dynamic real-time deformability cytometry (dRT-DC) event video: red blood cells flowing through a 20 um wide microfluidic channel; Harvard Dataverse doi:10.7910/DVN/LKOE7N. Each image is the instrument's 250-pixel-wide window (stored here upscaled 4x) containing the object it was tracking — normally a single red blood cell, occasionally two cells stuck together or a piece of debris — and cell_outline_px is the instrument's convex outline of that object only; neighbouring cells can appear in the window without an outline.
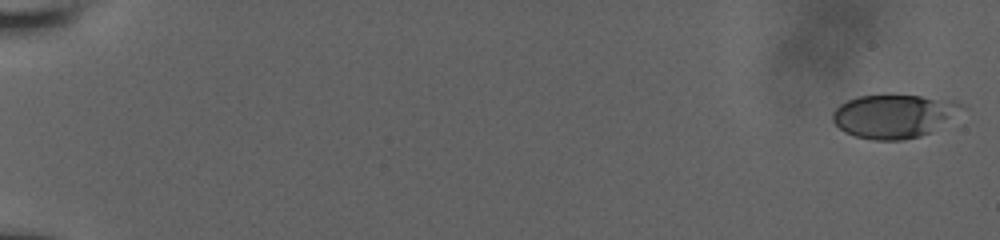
{"species": "human", "species_latin": "Homo sapiens", "temperature_condition": "room temperature", "stored_images_in_passage": 47, "camera_frame_rate_fps": 3000, "um_per_image_px": 0.085, "donor": {"sex": "male"}, "frame": {"image": 1, "passage_image": 1, "time_ms": 0.0, "image_size_px": [1000, 240], "cell_outline_px": [[968, 108], [928, 132], [920, 136], [900, 140], [872, 140], [856, 136], [844, 132], [832, 120], [832, 112], [840, 104], [848, 100], [860, 96], [920, 96], [956, 100], [964, 104]], "centroid_in_image_um": [76.0, 9.86], "position_along_channel_um": 9.0, "area_um2": 32.48}}
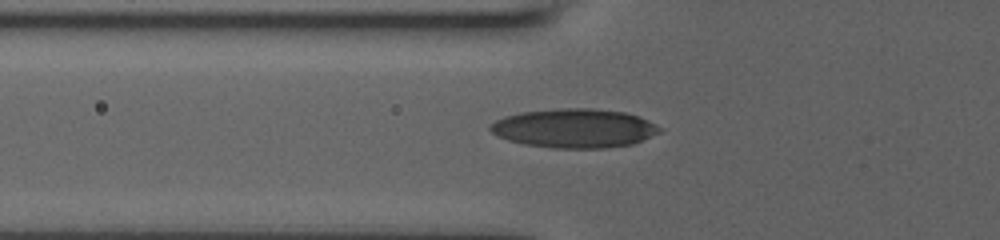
{"frame": {"image": 2, "passage_image": 28, "time_ms": 7.0, "image_size_px": [1000, 240], "cell_outline_px": [[664, 128], [660, 132], [632, 144], [604, 148], [552, 148], [524, 144], [508, 140], [496, 136], [488, 128], [496, 120], [504, 116], [520, 112], [560, 108], [592, 108], [624, 112], [636, 116]], "centroid_in_image_um": [48.79, 10.9], "position_along_channel_um": 77.0, "area_um2": 38.44}}
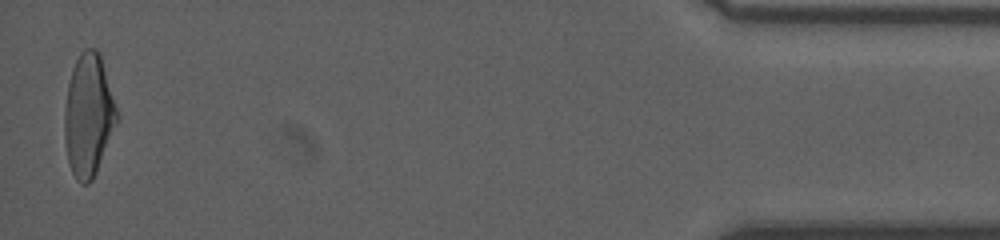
{"frame": {"image": 3, "passage_image": 47, "time_ms": 17.667, "image_size_px": [1000, 240], "cell_outline_px": [[120, 116], [96, 172], [92, 180], [88, 184], [80, 184], [76, 180], [68, 164], [64, 136], [64, 108], [68, 84], [72, 68], [80, 52], [84, 48], [96, 48], [100, 52]], "centroid_in_image_um": [7.52, 9.78], "position_along_channel_um": 427.7, "area_um2": 37.86}}